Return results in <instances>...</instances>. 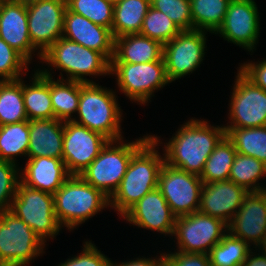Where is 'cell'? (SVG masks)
Wrapping results in <instances>:
<instances>
[{"mask_svg":"<svg viewBox=\"0 0 266 266\" xmlns=\"http://www.w3.org/2000/svg\"><path fill=\"white\" fill-rule=\"evenodd\" d=\"M66 9L67 0H42L27 6L29 36L40 60L62 37Z\"/></svg>","mask_w":266,"mask_h":266,"instance_id":"5bb4252c","label":"cell"},{"mask_svg":"<svg viewBox=\"0 0 266 266\" xmlns=\"http://www.w3.org/2000/svg\"><path fill=\"white\" fill-rule=\"evenodd\" d=\"M263 251L266 252V239L265 242L263 243V245L260 247Z\"/></svg>","mask_w":266,"mask_h":266,"instance_id":"bcb514c9","label":"cell"},{"mask_svg":"<svg viewBox=\"0 0 266 266\" xmlns=\"http://www.w3.org/2000/svg\"><path fill=\"white\" fill-rule=\"evenodd\" d=\"M163 58V45L141 34H128L115 38L111 63H147Z\"/></svg>","mask_w":266,"mask_h":266,"instance_id":"cb8c5ba5","label":"cell"},{"mask_svg":"<svg viewBox=\"0 0 266 266\" xmlns=\"http://www.w3.org/2000/svg\"><path fill=\"white\" fill-rule=\"evenodd\" d=\"M122 218L138 228L171 236L176 216L158 188L153 189L135 203Z\"/></svg>","mask_w":266,"mask_h":266,"instance_id":"ac0fdd59","label":"cell"},{"mask_svg":"<svg viewBox=\"0 0 266 266\" xmlns=\"http://www.w3.org/2000/svg\"><path fill=\"white\" fill-rule=\"evenodd\" d=\"M29 65L19 52L0 38V81L20 79L23 74L27 75Z\"/></svg>","mask_w":266,"mask_h":266,"instance_id":"8d00e7d4","label":"cell"},{"mask_svg":"<svg viewBox=\"0 0 266 266\" xmlns=\"http://www.w3.org/2000/svg\"><path fill=\"white\" fill-rule=\"evenodd\" d=\"M117 98V99H116ZM116 91L98 83H81L75 123L97 132L109 141L122 139V111Z\"/></svg>","mask_w":266,"mask_h":266,"instance_id":"3957f363","label":"cell"},{"mask_svg":"<svg viewBox=\"0 0 266 266\" xmlns=\"http://www.w3.org/2000/svg\"><path fill=\"white\" fill-rule=\"evenodd\" d=\"M67 8L97 25L112 29L114 3L109 0H67Z\"/></svg>","mask_w":266,"mask_h":266,"instance_id":"d590c367","label":"cell"},{"mask_svg":"<svg viewBox=\"0 0 266 266\" xmlns=\"http://www.w3.org/2000/svg\"><path fill=\"white\" fill-rule=\"evenodd\" d=\"M54 206L57 221L69 231L110 207L109 197L79 175H71L54 193Z\"/></svg>","mask_w":266,"mask_h":266,"instance_id":"277c9868","label":"cell"},{"mask_svg":"<svg viewBox=\"0 0 266 266\" xmlns=\"http://www.w3.org/2000/svg\"><path fill=\"white\" fill-rule=\"evenodd\" d=\"M263 177V178H262ZM266 177V164L254 157L237 153L231 167L229 180L242 186L248 192L266 190L260 185L261 178Z\"/></svg>","mask_w":266,"mask_h":266,"instance_id":"4dcf8cb0","label":"cell"},{"mask_svg":"<svg viewBox=\"0 0 266 266\" xmlns=\"http://www.w3.org/2000/svg\"><path fill=\"white\" fill-rule=\"evenodd\" d=\"M237 151L233 142L225 135L208 157L200 175L203 183L229 180Z\"/></svg>","mask_w":266,"mask_h":266,"instance_id":"f546056e","label":"cell"},{"mask_svg":"<svg viewBox=\"0 0 266 266\" xmlns=\"http://www.w3.org/2000/svg\"><path fill=\"white\" fill-rule=\"evenodd\" d=\"M110 75L116 77L118 90L132 103L139 105L151 102L155 90L171 83L166 74L164 58L147 63H111Z\"/></svg>","mask_w":266,"mask_h":266,"instance_id":"ba28073f","label":"cell"},{"mask_svg":"<svg viewBox=\"0 0 266 266\" xmlns=\"http://www.w3.org/2000/svg\"><path fill=\"white\" fill-rule=\"evenodd\" d=\"M150 4L166 14L181 30H193L190 0H150Z\"/></svg>","mask_w":266,"mask_h":266,"instance_id":"74e56055","label":"cell"},{"mask_svg":"<svg viewBox=\"0 0 266 266\" xmlns=\"http://www.w3.org/2000/svg\"><path fill=\"white\" fill-rule=\"evenodd\" d=\"M150 0H120L114 3L112 34L114 38L139 34Z\"/></svg>","mask_w":266,"mask_h":266,"instance_id":"4316f807","label":"cell"},{"mask_svg":"<svg viewBox=\"0 0 266 266\" xmlns=\"http://www.w3.org/2000/svg\"><path fill=\"white\" fill-rule=\"evenodd\" d=\"M64 121L54 119L29 120L28 158L63 157Z\"/></svg>","mask_w":266,"mask_h":266,"instance_id":"603a6c76","label":"cell"},{"mask_svg":"<svg viewBox=\"0 0 266 266\" xmlns=\"http://www.w3.org/2000/svg\"><path fill=\"white\" fill-rule=\"evenodd\" d=\"M252 250L254 249H251L248 253L243 266H266V252L261 248H255L256 252H253ZM257 250L259 253H257Z\"/></svg>","mask_w":266,"mask_h":266,"instance_id":"ee69618b","label":"cell"},{"mask_svg":"<svg viewBox=\"0 0 266 266\" xmlns=\"http://www.w3.org/2000/svg\"><path fill=\"white\" fill-rule=\"evenodd\" d=\"M83 247L79 255L68 258L58 266H112L113 261L101 253L91 241H85Z\"/></svg>","mask_w":266,"mask_h":266,"instance_id":"ab89813d","label":"cell"},{"mask_svg":"<svg viewBox=\"0 0 266 266\" xmlns=\"http://www.w3.org/2000/svg\"><path fill=\"white\" fill-rule=\"evenodd\" d=\"M251 247L229 232L208 253L211 266H243Z\"/></svg>","mask_w":266,"mask_h":266,"instance_id":"836d02e7","label":"cell"},{"mask_svg":"<svg viewBox=\"0 0 266 266\" xmlns=\"http://www.w3.org/2000/svg\"><path fill=\"white\" fill-rule=\"evenodd\" d=\"M237 153L254 157L266 164V126L253 128H225Z\"/></svg>","mask_w":266,"mask_h":266,"instance_id":"d6a6232c","label":"cell"},{"mask_svg":"<svg viewBox=\"0 0 266 266\" xmlns=\"http://www.w3.org/2000/svg\"><path fill=\"white\" fill-rule=\"evenodd\" d=\"M165 266H211L208 254L171 252L164 253Z\"/></svg>","mask_w":266,"mask_h":266,"instance_id":"60d3db41","label":"cell"},{"mask_svg":"<svg viewBox=\"0 0 266 266\" xmlns=\"http://www.w3.org/2000/svg\"><path fill=\"white\" fill-rule=\"evenodd\" d=\"M228 232L252 248H260L266 239V190L249 192L228 224ZM252 245H251V244Z\"/></svg>","mask_w":266,"mask_h":266,"instance_id":"e0dca14e","label":"cell"},{"mask_svg":"<svg viewBox=\"0 0 266 266\" xmlns=\"http://www.w3.org/2000/svg\"><path fill=\"white\" fill-rule=\"evenodd\" d=\"M38 68L32 74L31 83L23 81V101L28 120L54 119L50 96V77Z\"/></svg>","mask_w":266,"mask_h":266,"instance_id":"d4e9b609","label":"cell"},{"mask_svg":"<svg viewBox=\"0 0 266 266\" xmlns=\"http://www.w3.org/2000/svg\"><path fill=\"white\" fill-rule=\"evenodd\" d=\"M159 136L151 137L132 155L119 187L109 198V206L122 217L144 195L158 187L161 167L165 162L160 154ZM159 144V145H158Z\"/></svg>","mask_w":266,"mask_h":266,"instance_id":"7a4b0ae2","label":"cell"},{"mask_svg":"<svg viewBox=\"0 0 266 266\" xmlns=\"http://www.w3.org/2000/svg\"><path fill=\"white\" fill-rule=\"evenodd\" d=\"M63 159L55 157L27 158L20 168V182L27 187L54 194L70 177Z\"/></svg>","mask_w":266,"mask_h":266,"instance_id":"7402d4cb","label":"cell"},{"mask_svg":"<svg viewBox=\"0 0 266 266\" xmlns=\"http://www.w3.org/2000/svg\"><path fill=\"white\" fill-rule=\"evenodd\" d=\"M109 1L116 3L117 1H120V0H109Z\"/></svg>","mask_w":266,"mask_h":266,"instance_id":"7dc6e473","label":"cell"},{"mask_svg":"<svg viewBox=\"0 0 266 266\" xmlns=\"http://www.w3.org/2000/svg\"><path fill=\"white\" fill-rule=\"evenodd\" d=\"M248 193L231 180L203 183L198 211L229 224Z\"/></svg>","mask_w":266,"mask_h":266,"instance_id":"d6986e66","label":"cell"},{"mask_svg":"<svg viewBox=\"0 0 266 266\" xmlns=\"http://www.w3.org/2000/svg\"><path fill=\"white\" fill-rule=\"evenodd\" d=\"M9 211L22 219L44 243L62 230L55 216L54 194L27 187L21 182Z\"/></svg>","mask_w":266,"mask_h":266,"instance_id":"9c48e42d","label":"cell"},{"mask_svg":"<svg viewBox=\"0 0 266 266\" xmlns=\"http://www.w3.org/2000/svg\"><path fill=\"white\" fill-rule=\"evenodd\" d=\"M203 182L200 176L174 168L164 162L158 179V189L176 216L199 210Z\"/></svg>","mask_w":266,"mask_h":266,"instance_id":"4fadbf2b","label":"cell"},{"mask_svg":"<svg viewBox=\"0 0 266 266\" xmlns=\"http://www.w3.org/2000/svg\"><path fill=\"white\" fill-rule=\"evenodd\" d=\"M46 63L48 67L61 70L66 73L61 80L77 81L81 83H95L86 76H110L111 62L95 50L86 48L79 43L61 37L45 53L42 54L40 63Z\"/></svg>","mask_w":266,"mask_h":266,"instance_id":"5b68a950","label":"cell"},{"mask_svg":"<svg viewBox=\"0 0 266 266\" xmlns=\"http://www.w3.org/2000/svg\"><path fill=\"white\" fill-rule=\"evenodd\" d=\"M203 119L191 118L185 122L162 147L165 163L200 176L215 146L226 135L222 125H209Z\"/></svg>","mask_w":266,"mask_h":266,"instance_id":"6da1fadb","label":"cell"},{"mask_svg":"<svg viewBox=\"0 0 266 266\" xmlns=\"http://www.w3.org/2000/svg\"><path fill=\"white\" fill-rule=\"evenodd\" d=\"M46 243L10 211H0V264L27 266L42 256Z\"/></svg>","mask_w":266,"mask_h":266,"instance_id":"52a82bcc","label":"cell"},{"mask_svg":"<svg viewBox=\"0 0 266 266\" xmlns=\"http://www.w3.org/2000/svg\"><path fill=\"white\" fill-rule=\"evenodd\" d=\"M260 29L255 0H231L224 22L215 34L252 53L256 50Z\"/></svg>","mask_w":266,"mask_h":266,"instance_id":"9a60e30c","label":"cell"},{"mask_svg":"<svg viewBox=\"0 0 266 266\" xmlns=\"http://www.w3.org/2000/svg\"><path fill=\"white\" fill-rule=\"evenodd\" d=\"M227 233L223 220L197 211L176 217L172 238L178 252L208 254Z\"/></svg>","mask_w":266,"mask_h":266,"instance_id":"30bf717a","label":"cell"},{"mask_svg":"<svg viewBox=\"0 0 266 266\" xmlns=\"http://www.w3.org/2000/svg\"><path fill=\"white\" fill-rule=\"evenodd\" d=\"M238 69L256 86L266 91V59L259 62H244Z\"/></svg>","mask_w":266,"mask_h":266,"instance_id":"b9f144b4","label":"cell"},{"mask_svg":"<svg viewBox=\"0 0 266 266\" xmlns=\"http://www.w3.org/2000/svg\"><path fill=\"white\" fill-rule=\"evenodd\" d=\"M62 37L102 53L110 62L114 57L115 38L112 31L71 12L68 8L64 15Z\"/></svg>","mask_w":266,"mask_h":266,"instance_id":"ffe728a7","label":"cell"},{"mask_svg":"<svg viewBox=\"0 0 266 266\" xmlns=\"http://www.w3.org/2000/svg\"><path fill=\"white\" fill-rule=\"evenodd\" d=\"M135 259V260H134ZM130 261H124L120 263L112 262V266H163L164 265V252L160 256L154 258L137 257Z\"/></svg>","mask_w":266,"mask_h":266,"instance_id":"7bdbcfd3","label":"cell"},{"mask_svg":"<svg viewBox=\"0 0 266 266\" xmlns=\"http://www.w3.org/2000/svg\"><path fill=\"white\" fill-rule=\"evenodd\" d=\"M229 102L228 123L224 128L266 126V91L256 86L239 69Z\"/></svg>","mask_w":266,"mask_h":266,"instance_id":"8fae6325","label":"cell"},{"mask_svg":"<svg viewBox=\"0 0 266 266\" xmlns=\"http://www.w3.org/2000/svg\"><path fill=\"white\" fill-rule=\"evenodd\" d=\"M103 135L79 125L64 121L63 161L70 175H80L108 143Z\"/></svg>","mask_w":266,"mask_h":266,"instance_id":"2e32d148","label":"cell"},{"mask_svg":"<svg viewBox=\"0 0 266 266\" xmlns=\"http://www.w3.org/2000/svg\"><path fill=\"white\" fill-rule=\"evenodd\" d=\"M13 1H15L17 3H20V4L24 5V6H29V5L38 3V2H40L42 0H13Z\"/></svg>","mask_w":266,"mask_h":266,"instance_id":"f6af8a7d","label":"cell"},{"mask_svg":"<svg viewBox=\"0 0 266 266\" xmlns=\"http://www.w3.org/2000/svg\"><path fill=\"white\" fill-rule=\"evenodd\" d=\"M231 0H190L193 29L215 34L222 26Z\"/></svg>","mask_w":266,"mask_h":266,"instance_id":"1f68e13d","label":"cell"},{"mask_svg":"<svg viewBox=\"0 0 266 266\" xmlns=\"http://www.w3.org/2000/svg\"><path fill=\"white\" fill-rule=\"evenodd\" d=\"M206 34L196 29L182 30L163 45L166 74L171 83L196 71L205 60Z\"/></svg>","mask_w":266,"mask_h":266,"instance_id":"7c38bea8","label":"cell"},{"mask_svg":"<svg viewBox=\"0 0 266 266\" xmlns=\"http://www.w3.org/2000/svg\"><path fill=\"white\" fill-rule=\"evenodd\" d=\"M182 30L166 14L149 7L144 17L143 25L139 34L160 42L168 43Z\"/></svg>","mask_w":266,"mask_h":266,"instance_id":"e575fe53","label":"cell"},{"mask_svg":"<svg viewBox=\"0 0 266 266\" xmlns=\"http://www.w3.org/2000/svg\"><path fill=\"white\" fill-rule=\"evenodd\" d=\"M50 68L39 71L50 77V96L54 116L61 121H72L73 115L77 114L80 98V82L53 79Z\"/></svg>","mask_w":266,"mask_h":266,"instance_id":"484cf974","label":"cell"},{"mask_svg":"<svg viewBox=\"0 0 266 266\" xmlns=\"http://www.w3.org/2000/svg\"><path fill=\"white\" fill-rule=\"evenodd\" d=\"M142 137L127 143L124 138L108 141L99 155L79 176L110 198L119 187L132 155L151 135Z\"/></svg>","mask_w":266,"mask_h":266,"instance_id":"8992f818","label":"cell"},{"mask_svg":"<svg viewBox=\"0 0 266 266\" xmlns=\"http://www.w3.org/2000/svg\"><path fill=\"white\" fill-rule=\"evenodd\" d=\"M0 38L32 63L37 49L29 36L27 6L13 0L0 2Z\"/></svg>","mask_w":266,"mask_h":266,"instance_id":"44dd1931","label":"cell"},{"mask_svg":"<svg viewBox=\"0 0 266 266\" xmlns=\"http://www.w3.org/2000/svg\"><path fill=\"white\" fill-rule=\"evenodd\" d=\"M28 145L29 120L0 126V161L18 165L16 157H27Z\"/></svg>","mask_w":266,"mask_h":266,"instance_id":"f1b7e54d","label":"cell"},{"mask_svg":"<svg viewBox=\"0 0 266 266\" xmlns=\"http://www.w3.org/2000/svg\"><path fill=\"white\" fill-rule=\"evenodd\" d=\"M20 182L18 165L0 161V211H9Z\"/></svg>","mask_w":266,"mask_h":266,"instance_id":"f35d334b","label":"cell"},{"mask_svg":"<svg viewBox=\"0 0 266 266\" xmlns=\"http://www.w3.org/2000/svg\"><path fill=\"white\" fill-rule=\"evenodd\" d=\"M28 120L23 101V77L0 81V125Z\"/></svg>","mask_w":266,"mask_h":266,"instance_id":"83f0119b","label":"cell"}]
</instances>
